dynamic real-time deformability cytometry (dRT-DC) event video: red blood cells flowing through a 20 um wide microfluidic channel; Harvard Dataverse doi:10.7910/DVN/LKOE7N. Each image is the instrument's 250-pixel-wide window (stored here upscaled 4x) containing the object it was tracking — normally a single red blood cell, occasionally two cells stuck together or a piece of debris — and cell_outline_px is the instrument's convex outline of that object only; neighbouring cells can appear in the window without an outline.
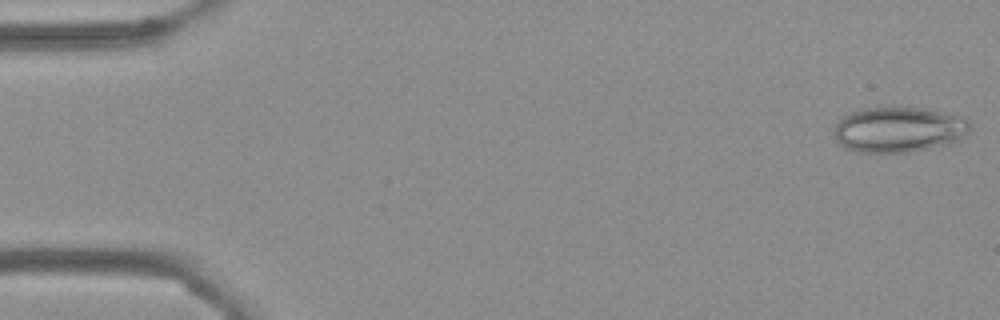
{"species": "Egyptian fruit bat (a non-hibernating species)", "species_latin": "Rousettus aegyptiacus", "temperature_condition": "cold", "stored_images_in_passage": 54, "camera_frame_rate_fps": 3000, "um_per_image_px": 0.085, "frame": {"image": 1, "passage_image": 1, "time_ms": 0.0, "image_size_px": [1000, 320], "cell_outline_px": [[972, 128], [960, 140], [948, 144], [908, 152], [860, 152], [844, 148], [836, 140], [836, 124], [848, 112], [860, 108], [880, 104], [900, 104], [924, 108], [964, 116], [972, 124]], "centroid_in_image_um": [76.42, 10.94], "position_along_channel_um": 8.6, "area_um2": 37.28}}
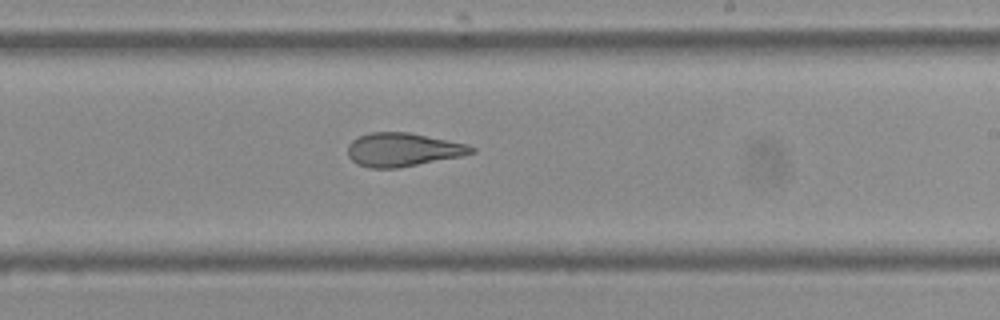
{"frame": {"image": 2, "passage_image": 32, "time_ms": 10.333, "image_size_px": [1000, 320], "cell_outline_px": [[476, 152], [460, 156], [400, 168], [368, 168], [356, 164], [348, 156], [348, 144], [352, 140], [368, 132], [408, 132], [468, 144], [476, 148]], "centroid_in_image_um": [34.23, 12.72], "position_along_channel_um": 254.8, "area_um2": 24.28}}
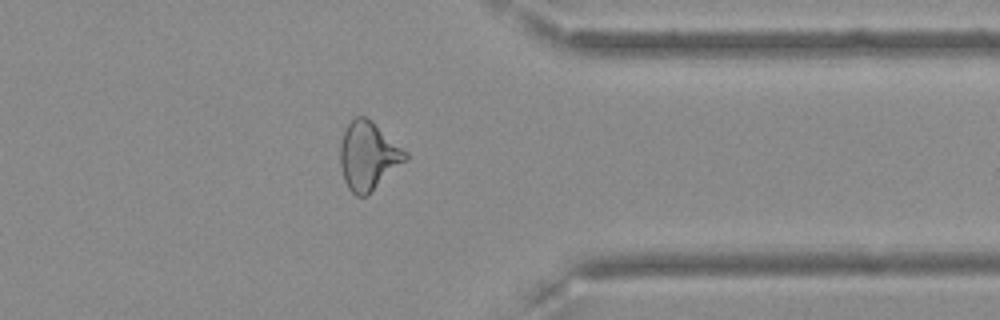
{"frame": {"image": 3, "passage_image": 43, "time_ms": 14.0, "image_size_px": [1000, 320], "cell_outline_px": [[408, 160], [368, 196], [356, 196], [348, 188], [344, 180], [340, 164], [340, 144], [344, 132], [348, 124], [356, 116], [364, 116], [372, 120], [408, 152]], "centroid_in_image_um": [31.33, 13.27], "position_along_channel_um": 380.1, "area_um2": 26.3}, "authors_computed_cell_mechanics": {"area_um2": 26.7903, "velocity_mm_per_s": 3.6612, "shape_relaxation_time_tau1_ms": 9.8079, "shape_relaxation_time_tau2_ms": 1.8561, "deformation_change_tau1": 0.2323, "deformation_change_tau2": 0.1135}}